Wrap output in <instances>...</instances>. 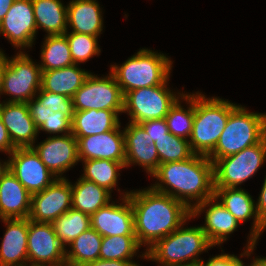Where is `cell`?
Returning <instances> with one entry per match:
<instances>
[{"instance_id": "6da1fadb", "label": "cell", "mask_w": 266, "mask_h": 266, "mask_svg": "<svg viewBox=\"0 0 266 266\" xmlns=\"http://www.w3.org/2000/svg\"><path fill=\"white\" fill-rule=\"evenodd\" d=\"M134 214L135 235L146 251L158 240L192 219L191 210L181 201L152 187L128 194Z\"/></svg>"}, {"instance_id": "7a4b0ae2", "label": "cell", "mask_w": 266, "mask_h": 266, "mask_svg": "<svg viewBox=\"0 0 266 266\" xmlns=\"http://www.w3.org/2000/svg\"><path fill=\"white\" fill-rule=\"evenodd\" d=\"M151 176L160 182L151 186L154 190L183 202L190 210L214 196V166L205 155L159 164Z\"/></svg>"}, {"instance_id": "3957f363", "label": "cell", "mask_w": 266, "mask_h": 266, "mask_svg": "<svg viewBox=\"0 0 266 266\" xmlns=\"http://www.w3.org/2000/svg\"><path fill=\"white\" fill-rule=\"evenodd\" d=\"M184 223L174 232L158 240L142 253L141 257L154 260L160 266H198L199 256L213 248L201 226L184 228Z\"/></svg>"}, {"instance_id": "277c9868", "label": "cell", "mask_w": 266, "mask_h": 266, "mask_svg": "<svg viewBox=\"0 0 266 266\" xmlns=\"http://www.w3.org/2000/svg\"><path fill=\"white\" fill-rule=\"evenodd\" d=\"M237 106L228 100L207 98L196 92L193 128L188 140L195 154L208 156L214 150L230 113Z\"/></svg>"}, {"instance_id": "5b68a950", "label": "cell", "mask_w": 266, "mask_h": 266, "mask_svg": "<svg viewBox=\"0 0 266 266\" xmlns=\"http://www.w3.org/2000/svg\"><path fill=\"white\" fill-rule=\"evenodd\" d=\"M172 61L163 53L140 49L122 65H111L123 96L134 89L158 86L169 80Z\"/></svg>"}, {"instance_id": "8992f818", "label": "cell", "mask_w": 266, "mask_h": 266, "mask_svg": "<svg viewBox=\"0 0 266 266\" xmlns=\"http://www.w3.org/2000/svg\"><path fill=\"white\" fill-rule=\"evenodd\" d=\"M265 136L266 114L248 112L238 105L230 113L217 145L207 157L214 162L259 143Z\"/></svg>"}, {"instance_id": "52a82bcc", "label": "cell", "mask_w": 266, "mask_h": 266, "mask_svg": "<svg viewBox=\"0 0 266 266\" xmlns=\"http://www.w3.org/2000/svg\"><path fill=\"white\" fill-rule=\"evenodd\" d=\"M266 160V136L257 144L213 162L214 188H238L255 175Z\"/></svg>"}, {"instance_id": "ba28073f", "label": "cell", "mask_w": 266, "mask_h": 266, "mask_svg": "<svg viewBox=\"0 0 266 266\" xmlns=\"http://www.w3.org/2000/svg\"><path fill=\"white\" fill-rule=\"evenodd\" d=\"M168 81L158 86L134 89L124 95L123 113H129V122L140 124L153 119H164L170 108L184 93L171 92Z\"/></svg>"}, {"instance_id": "9c48e42d", "label": "cell", "mask_w": 266, "mask_h": 266, "mask_svg": "<svg viewBox=\"0 0 266 266\" xmlns=\"http://www.w3.org/2000/svg\"><path fill=\"white\" fill-rule=\"evenodd\" d=\"M42 70L39 64L23 53L18 52L16 56L8 58L1 94L9 95V103H27L36 97L41 89Z\"/></svg>"}, {"instance_id": "30bf717a", "label": "cell", "mask_w": 266, "mask_h": 266, "mask_svg": "<svg viewBox=\"0 0 266 266\" xmlns=\"http://www.w3.org/2000/svg\"><path fill=\"white\" fill-rule=\"evenodd\" d=\"M124 96L114 75L98 77L90 72L84 84L73 96L74 111L112 110L118 115L123 112Z\"/></svg>"}, {"instance_id": "8fae6325", "label": "cell", "mask_w": 266, "mask_h": 266, "mask_svg": "<svg viewBox=\"0 0 266 266\" xmlns=\"http://www.w3.org/2000/svg\"><path fill=\"white\" fill-rule=\"evenodd\" d=\"M27 250L29 266L66 264V248L56 236L52 223L35 222L28 219Z\"/></svg>"}, {"instance_id": "7c38bea8", "label": "cell", "mask_w": 266, "mask_h": 266, "mask_svg": "<svg viewBox=\"0 0 266 266\" xmlns=\"http://www.w3.org/2000/svg\"><path fill=\"white\" fill-rule=\"evenodd\" d=\"M9 157V171L31 195L43 191L57 179L32 147L16 148Z\"/></svg>"}, {"instance_id": "4fadbf2b", "label": "cell", "mask_w": 266, "mask_h": 266, "mask_svg": "<svg viewBox=\"0 0 266 266\" xmlns=\"http://www.w3.org/2000/svg\"><path fill=\"white\" fill-rule=\"evenodd\" d=\"M71 208V182L66 178H57L43 191L31 195V210L28 219L35 222L53 223Z\"/></svg>"}, {"instance_id": "5bb4252c", "label": "cell", "mask_w": 266, "mask_h": 266, "mask_svg": "<svg viewBox=\"0 0 266 266\" xmlns=\"http://www.w3.org/2000/svg\"><path fill=\"white\" fill-rule=\"evenodd\" d=\"M214 196L239 223L253 219L248 244L240 257L250 256L256 246L257 239L266 228L257 214L255 200L242 188H215Z\"/></svg>"}, {"instance_id": "9a60e30c", "label": "cell", "mask_w": 266, "mask_h": 266, "mask_svg": "<svg viewBox=\"0 0 266 266\" xmlns=\"http://www.w3.org/2000/svg\"><path fill=\"white\" fill-rule=\"evenodd\" d=\"M2 34L14 47H32L37 34L32 0H15L0 22Z\"/></svg>"}, {"instance_id": "2e32d148", "label": "cell", "mask_w": 266, "mask_h": 266, "mask_svg": "<svg viewBox=\"0 0 266 266\" xmlns=\"http://www.w3.org/2000/svg\"><path fill=\"white\" fill-rule=\"evenodd\" d=\"M124 193L120 199L122 203L109 202L90 216L91 228L102 237L136 236L133 209L128 198L130 192Z\"/></svg>"}, {"instance_id": "e0dca14e", "label": "cell", "mask_w": 266, "mask_h": 266, "mask_svg": "<svg viewBox=\"0 0 266 266\" xmlns=\"http://www.w3.org/2000/svg\"><path fill=\"white\" fill-rule=\"evenodd\" d=\"M32 148L57 178H66L62 174L80 161L77 139L72 133L49 136L40 144L32 146Z\"/></svg>"}, {"instance_id": "ac0fdd59", "label": "cell", "mask_w": 266, "mask_h": 266, "mask_svg": "<svg viewBox=\"0 0 266 266\" xmlns=\"http://www.w3.org/2000/svg\"><path fill=\"white\" fill-rule=\"evenodd\" d=\"M119 124L114 130L77 139L78 157L83 160L125 162V138Z\"/></svg>"}, {"instance_id": "d6986e66", "label": "cell", "mask_w": 266, "mask_h": 266, "mask_svg": "<svg viewBox=\"0 0 266 266\" xmlns=\"http://www.w3.org/2000/svg\"><path fill=\"white\" fill-rule=\"evenodd\" d=\"M203 211L206 213L205 224L201 228L213 246L228 240L229 235L240 225L215 196L195 205L191 209L192 218L198 217Z\"/></svg>"}, {"instance_id": "ffe728a7", "label": "cell", "mask_w": 266, "mask_h": 266, "mask_svg": "<svg viewBox=\"0 0 266 266\" xmlns=\"http://www.w3.org/2000/svg\"><path fill=\"white\" fill-rule=\"evenodd\" d=\"M123 130L125 138V167L141 165L152 175L159 167V155L154 142L140 124L128 122Z\"/></svg>"}, {"instance_id": "44dd1931", "label": "cell", "mask_w": 266, "mask_h": 266, "mask_svg": "<svg viewBox=\"0 0 266 266\" xmlns=\"http://www.w3.org/2000/svg\"><path fill=\"white\" fill-rule=\"evenodd\" d=\"M0 119L7 128L9 137L16 148L34 146L39 133L30 116L27 103L3 101L0 107Z\"/></svg>"}, {"instance_id": "7402d4cb", "label": "cell", "mask_w": 266, "mask_h": 266, "mask_svg": "<svg viewBox=\"0 0 266 266\" xmlns=\"http://www.w3.org/2000/svg\"><path fill=\"white\" fill-rule=\"evenodd\" d=\"M1 220L7 229L0 246V266H28V218Z\"/></svg>"}, {"instance_id": "603a6c76", "label": "cell", "mask_w": 266, "mask_h": 266, "mask_svg": "<svg viewBox=\"0 0 266 266\" xmlns=\"http://www.w3.org/2000/svg\"><path fill=\"white\" fill-rule=\"evenodd\" d=\"M31 210V194L8 171L0 179V218H28Z\"/></svg>"}, {"instance_id": "cb8c5ba5", "label": "cell", "mask_w": 266, "mask_h": 266, "mask_svg": "<svg viewBox=\"0 0 266 266\" xmlns=\"http://www.w3.org/2000/svg\"><path fill=\"white\" fill-rule=\"evenodd\" d=\"M67 15V25L72 28L71 32L98 37L103 30L102 10L96 0L70 1Z\"/></svg>"}, {"instance_id": "d4e9b609", "label": "cell", "mask_w": 266, "mask_h": 266, "mask_svg": "<svg viewBox=\"0 0 266 266\" xmlns=\"http://www.w3.org/2000/svg\"><path fill=\"white\" fill-rule=\"evenodd\" d=\"M118 116L112 110L74 111L72 134L75 138H83L114 130L120 124Z\"/></svg>"}, {"instance_id": "484cf974", "label": "cell", "mask_w": 266, "mask_h": 266, "mask_svg": "<svg viewBox=\"0 0 266 266\" xmlns=\"http://www.w3.org/2000/svg\"><path fill=\"white\" fill-rule=\"evenodd\" d=\"M77 66L78 64H73L60 69L42 71L41 88L44 91L73 98L90 75L88 71Z\"/></svg>"}, {"instance_id": "4316f807", "label": "cell", "mask_w": 266, "mask_h": 266, "mask_svg": "<svg viewBox=\"0 0 266 266\" xmlns=\"http://www.w3.org/2000/svg\"><path fill=\"white\" fill-rule=\"evenodd\" d=\"M37 30L47 35H62L68 30L67 6L61 0H32Z\"/></svg>"}, {"instance_id": "83f0119b", "label": "cell", "mask_w": 266, "mask_h": 266, "mask_svg": "<svg viewBox=\"0 0 266 266\" xmlns=\"http://www.w3.org/2000/svg\"><path fill=\"white\" fill-rule=\"evenodd\" d=\"M72 208L87 215L94 214L99 208L111 201V193L96 183L79 178L71 184Z\"/></svg>"}, {"instance_id": "f1b7e54d", "label": "cell", "mask_w": 266, "mask_h": 266, "mask_svg": "<svg viewBox=\"0 0 266 266\" xmlns=\"http://www.w3.org/2000/svg\"><path fill=\"white\" fill-rule=\"evenodd\" d=\"M102 236L91 227L72 241L70 250H66V264L83 266L100 259Z\"/></svg>"}, {"instance_id": "f546056e", "label": "cell", "mask_w": 266, "mask_h": 266, "mask_svg": "<svg viewBox=\"0 0 266 266\" xmlns=\"http://www.w3.org/2000/svg\"><path fill=\"white\" fill-rule=\"evenodd\" d=\"M42 71L60 69L73 65L69 42L65 34L45 37L41 49Z\"/></svg>"}, {"instance_id": "4dcf8cb0", "label": "cell", "mask_w": 266, "mask_h": 266, "mask_svg": "<svg viewBox=\"0 0 266 266\" xmlns=\"http://www.w3.org/2000/svg\"><path fill=\"white\" fill-rule=\"evenodd\" d=\"M84 172L81 178L96 183L110 193L117 186L120 169L125 168V162L93 159L83 160Z\"/></svg>"}, {"instance_id": "1f68e13d", "label": "cell", "mask_w": 266, "mask_h": 266, "mask_svg": "<svg viewBox=\"0 0 266 266\" xmlns=\"http://www.w3.org/2000/svg\"><path fill=\"white\" fill-rule=\"evenodd\" d=\"M181 98L189 104V107H187L188 109H184L183 106H181V100L178 99L170 108L164 119L166 121L168 131L172 135L189 140L194 121L195 93L184 94Z\"/></svg>"}, {"instance_id": "d6a6232c", "label": "cell", "mask_w": 266, "mask_h": 266, "mask_svg": "<svg viewBox=\"0 0 266 266\" xmlns=\"http://www.w3.org/2000/svg\"><path fill=\"white\" fill-rule=\"evenodd\" d=\"M52 224L64 247L69 246L74 239L91 227L90 215L73 208L59 216Z\"/></svg>"}, {"instance_id": "836d02e7", "label": "cell", "mask_w": 266, "mask_h": 266, "mask_svg": "<svg viewBox=\"0 0 266 266\" xmlns=\"http://www.w3.org/2000/svg\"><path fill=\"white\" fill-rule=\"evenodd\" d=\"M140 247L136 236H106L102 238L100 259L132 261Z\"/></svg>"}, {"instance_id": "e575fe53", "label": "cell", "mask_w": 266, "mask_h": 266, "mask_svg": "<svg viewBox=\"0 0 266 266\" xmlns=\"http://www.w3.org/2000/svg\"><path fill=\"white\" fill-rule=\"evenodd\" d=\"M154 145L159 155V164L183 161L195 154L188 140L174 136L170 132L155 141Z\"/></svg>"}, {"instance_id": "d590c367", "label": "cell", "mask_w": 266, "mask_h": 266, "mask_svg": "<svg viewBox=\"0 0 266 266\" xmlns=\"http://www.w3.org/2000/svg\"><path fill=\"white\" fill-rule=\"evenodd\" d=\"M69 42L71 57L74 64L88 61L91 57L99 55L101 49L98 44V37L75 32L64 33Z\"/></svg>"}, {"instance_id": "8d00e7d4", "label": "cell", "mask_w": 266, "mask_h": 266, "mask_svg": "<svg viewBox=\"0 0 266 266\" xmlns=\"http://www.w3.org/2000/svg\"><path fill=\"white\" fill-rule=\"evenodd\" d=\"M37 94V97H34V99L39 103V105L47 107L53 112H62L72 120V116L74 114L73 98L44 91L42 88Z\"/></svg>"}, {"instance_id": "74e56055", "label": "cell", "mask_w": 266, "mask_h": 266, "mask_svg": "<svg viewBox=\"0 0 266 266\" xmlns=\"http://www.w3.org/2000/svg\"><path fill=\"white\" fill-rule=\"evenodd\" d=\"M40 131H45L49 134L63 133L62 135L72 133V120L62 112H54L38 128L39 133Z\"/></svg>"}, {"instance_id": "f35d334b", "label": "cell", "mask_w": 266, "mask_h": 266, "mask_svg": "<svg viewBox=\"0 0 266 266\" xmlns=\"http://www.w3.org/2000/svg\"><path fill=\"white\" fill-rule=\"evenodd\" d=\"M153 142L165 137L169 132L165 119H153L140 123Z\"/></svg>"}, {"instance_id": "ab89813d", "label": "cell", "mask_w": 266, "mask_h": 266, "mask_svg": "<svg viewBox=\"0 0 266 266\" xmlns=\"http://www.w3.org/2000/svg\"><path fill=\"white\" fill-rule=\"evenodd\" d=\"M245 263L234 254H224L213 256L204 263L202 260L198 266H245Z\"/></svg>"}, {"instance_id": "60d3db41", "label": "cell", "mask_w": 266, "mask_h": 266, "mask_svg": "<svg viewBox=\"0 0 266 266\" xmlns=\"http://www.w3.org/2000/svg\"><path fill=\"white\" fill-rule=\"evenodd\" d=\"M30 116L32 117L33 121L37 128L43 125L50 114L54 113L51 109L47 107L39 105V103L33 99L27 102Z\"/></svg>"}, {"instance_id": "b9f144b4", "label": "cell", "mask_w": 266, "mask_h": 266, "mask_svg": "<svg viewBox=\"0 0 266 266\" xmlns=\"http://www.w3.org/2000/svg\"><path fill=\"white\" fill-rule=\"evenodd\" d=\"M15 149L16 147L9 137L7 128L0 119V152H5L10 155Z\"/></svg>"}, {"instance_id": "7bdbcfd3", "label": "cell", "mask_w": 266, "mask_h": 266, "mask_svg": "<svg viewBox=\"0 0 266 266\" xmlns=\"http://www.w3.org/2000/svg\"><path fill=\"white\" fill-rule=\"evenodd\" d=\"M259 199L256 201V210L260 221L266 226V177L264 179Z\"/></svg>"}, {"instance_id": "ee69618b", "label": "cell", "mask_w": 266, "mask_h": 266, "mask_svg": "<svg viewBox=\"0 0 266 266\" xmlns=\"http://www.w3.org/2000/svg\"><path fill=\"white\" fill-rule=\"evenodd\" d=\"M83 266H139V264L133 261L97 259L95 261L88 262Z\"/></svg>"}, {"instance_id": "f6af8a7d", "label": "cell", "mask_w": 266, "mask_h": 266, "mask_svg": "<svg viewBox=\"0 0 266 266\" xmlns=\"http://www.w3.org/2000/svg\"><path fill=\"white\" fill-rule=\"evenodd\" d=\"M7 61H8L7 56H5L4 52L1 51V49H0V94H1L3 76H4Z\"/></svg>"}, {"instance_id": "bcb514c9", "label": "cell", "mask_w": 266, "mask_h": 266, "mask_svg": "<svg viewBox=\"0 0 266 266\" xmlns=\"http://www.w3.org/2000/svg\"><path fill=\"white\" fill-rule=\"evenodd\" d=\"M15 0H0V22L9 11Z\"/></svg>"}, {"instance_id": "7dc6e473", "label": "cell", "mask_w": 266, "mask_h": 266, "mask_svg": "<svg viewBox=\"0 0 266 266\" xmlns=\"http://www.w3.org/2000/svg\"><path fill=\"white\" fill-rule=\"evenodd\" d=\"M9 171V160H7V162L3 161V163H1L0 161V179Z\"/></svg>"}, {"instance_id": "c3c4849f", "label": "cell", "mask_w": 266, "mask_h": 266, "mask_svg": "<svg viewBox=\"0 0 266 266\" xmlns=\"http://www.w3.org/2000/svg\"><path fill=\"white\" fill-rule=\"evenodd\" d=\"M248 266H266V257L255 258L253 262Z\"/></svg>"}, {"instance_id": "681fc988", "label": "cell", "mask_w": 266, "mask_h": 266, "mask_svg": "<svg viewBox=\"0 0 266 266\" xmlns=\"http://www.w3.org/2000/svg\"><path fill=\"white\" fill-rule=\"evenodd\" d=\"M61 266H71V265H69V264H63V265H61Z\"/></svg>"}]
</instances>
